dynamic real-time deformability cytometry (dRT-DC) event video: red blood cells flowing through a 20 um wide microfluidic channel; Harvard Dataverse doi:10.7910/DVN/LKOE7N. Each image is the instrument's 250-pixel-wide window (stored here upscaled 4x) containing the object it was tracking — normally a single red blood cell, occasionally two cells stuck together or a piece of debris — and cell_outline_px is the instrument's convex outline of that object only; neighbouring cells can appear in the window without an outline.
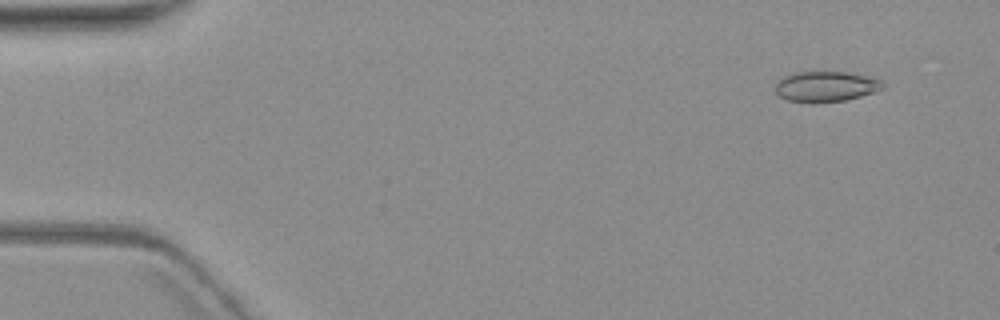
{"species": "common noctule bat (a hibernating species)", "species_latin": "Nyctalus noctula", "temperature_condition": "warm", "stored_images_in_passage": 4, "camera_frame_rate_fps": 3000, "um_per_image_px": 0.085, "animal": {"sex": "female", "body_mass_g": 19.3, "forearm_length_mm": 54.1}, "frame": {"image": 1, "passage_image": 1, "time_ms": 0.0, "image_size_px": [1000, 320], "cell_outline_px": [[884, 88], [876, 92], [844, 100], [816, 104], [812, 104], [788, 100], [780, 96], [776, 92], [776, 84], [784, 76], [796, 72], [844, 72], [872, 76], [880, 80], [884, 84]], "centroid_in_image_um": [70.22, 7.37], "position_along_channel_um": 14.8, "area_um2": 19.25}}
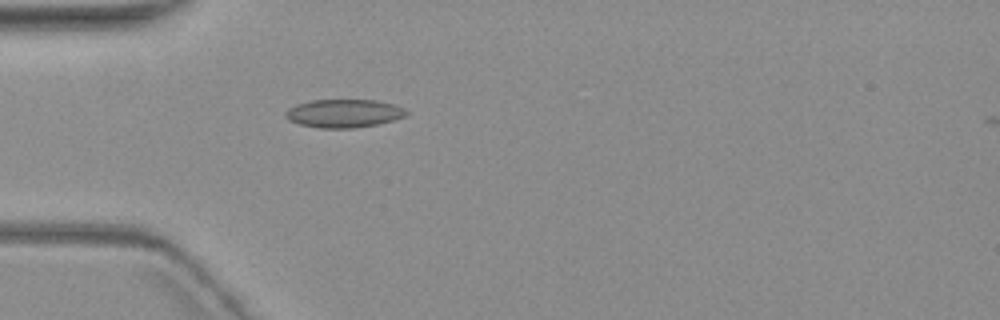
{"frame": {"image": 2, "passage_image": 4, "time_ms": 4.333, "image_size_px": [1000, 320], "cell_outline_px": [[408, 112], [404, 116], [392, 120], [376, 124], [356, 128], [320, 128], [300, 124], [288, 120], [284, 116], [284, 112], [288, 108], [296, 104], [312, 100], [376, 100], [392, 104], [404, 108]], "centroid_in_image_um": [29.17, 9.63], "position_along_channel_um": 55.8, "area_um2": 19.83}}